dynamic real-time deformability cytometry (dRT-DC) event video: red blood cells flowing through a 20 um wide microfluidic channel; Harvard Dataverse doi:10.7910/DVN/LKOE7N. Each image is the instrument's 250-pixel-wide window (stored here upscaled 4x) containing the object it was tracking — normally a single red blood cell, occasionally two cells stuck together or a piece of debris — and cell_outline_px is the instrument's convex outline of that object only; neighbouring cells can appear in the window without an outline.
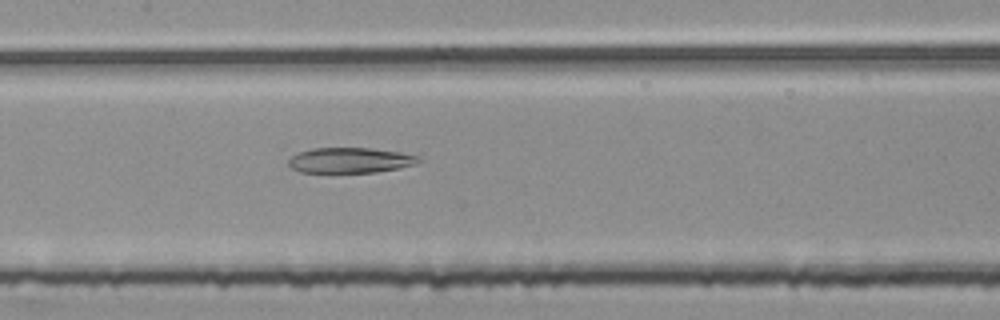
{"species": "common noctule bat (a hibernating species)", "species_latin": "Nyctalus noctula", "temperature_condition": "room temperature", "stored_images_in_passage": 40, "camera_frame_rate_fps": 3000, "um_per_image_px": 0.085, "animal": {"sex": "female", "body_mass_g": 25.1}, "frame": {"image": 1, "passage_image": 19, "time_ms": 6.0, "image_size_px": [1000, 320], "cell_outline_px": [[420, 160], [416, 164], [400, 168], [376, 172], [300, 172], [292, 168], [288, 164], [288, 160], [292, 156], [300, 152], [312, 148], [372, 148], [400, 152], [420, 156]], "centroid_in_image_um": [29.79, 13.62], "position_along_channel_um": 177.6, "area_um2": 19.19}}
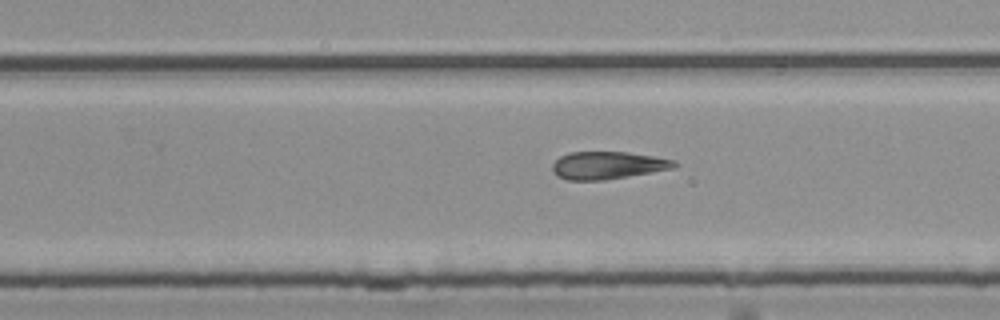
{"frame": {"image": 2, "passage_image": 27, "time_ms": 8.667, "image_size_px": [1000, 320], "cell_outline_px": [[676, 168], [604, 180], [568, 180], [556, 176], [552, 172], [552, 164], [560, 156], [568, 152], [628, 152], [676, 160]], "centroid_in_image_um": [51.63, 14.05], "position_along_channel_um": 278.2, "area_um2": 19.65}}
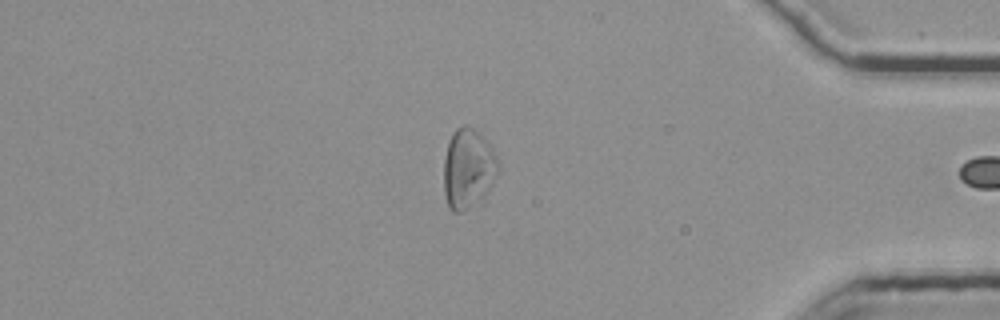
{"frame": {"image": 3, "passage_image": 39, "time_ms": 12.667, "image_size_px": [1000, 320], "cell_outline_px": [[500, 164], [492, 184], [480, 196], [460, 212], [452, 212], [448, 208], [444, 192], [444, 160], [448, 140], [452, 132], [456, 128], [464, 124], [472, 128], [488, 140]], "centroid_in_image_um": [39.76, 14.25], "position_along_channel_um": 395.4, "area_um2": 24.85}, "authors_computed_cell_mechanics": {"area_um2": 21.3571, "velocity_mm_per_s": 3.795, "shape_relaxation_time_tau1_ms": null, "shape_relaxation_time_tau2_ms": 6.4571, "deformation_change_tau1": null, "deformation_change_tau2": 0.2021}}